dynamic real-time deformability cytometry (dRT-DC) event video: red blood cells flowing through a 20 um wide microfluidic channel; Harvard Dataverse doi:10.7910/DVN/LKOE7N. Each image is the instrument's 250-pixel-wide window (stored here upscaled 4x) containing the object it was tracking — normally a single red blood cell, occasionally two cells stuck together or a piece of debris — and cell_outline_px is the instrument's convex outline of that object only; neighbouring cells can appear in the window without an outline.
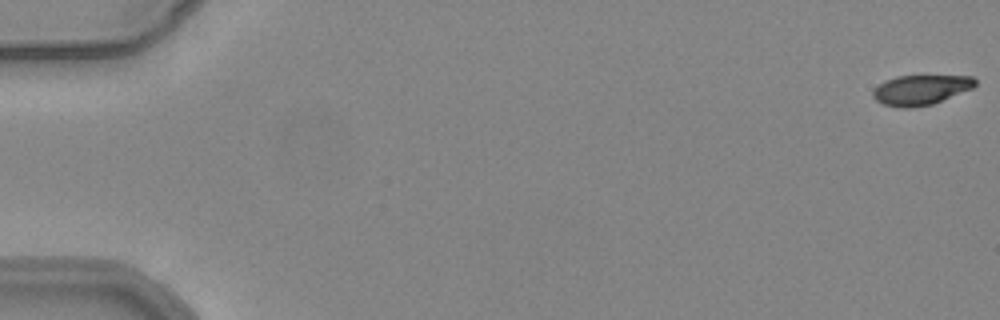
{"species": "common noctule bat (a hibernating species)", "species_latin": "Nyctalus noctula", "temperature_condition": "warm", "stored_images_in_passage": 54, "camera_frame_rate_fps": 3000, "um_per_image_px": 0.085, "animal": {"sex": "female", "body_mass_g": 24.6, "forearm_length_mm": 56.2}, "frame": {"image": 1, "passage_image": 1, "time_ms": 0.0, "image_size_px": [1000, 320], "cell_outline_px": [[976, 84], [972, 88], [932, 104], [912, 108], [900, 108], [884, 104], [876, 100], [872, 96], [872, 92], [884, 80], [896, 76], [972, 76], [976, 80]], "centroid_in_image_um": [78.24, 7.64], "position_along_channel_um": 6.8, "area_um2": 17.69}}
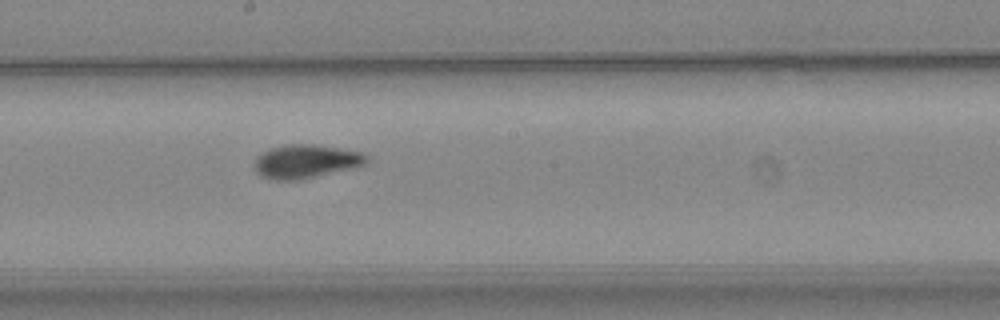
{"frame": {"image": 2, "passage_image": 31, "time_ms": 10.0, "image_size_px": [1000, 320], "cell_outline_px": [[368, 160], [364, 164], [348, 168], [296, 180], [272, 180], [260, 176], [256, 172], [256, 156], [272, 148], [284, 144], [312, 144], [360, 152], [368, 156]], "centroid_in_image_um": [25.93, 13.71], "position_along_channel_um": 222.3, "area_um2": 21.33}}
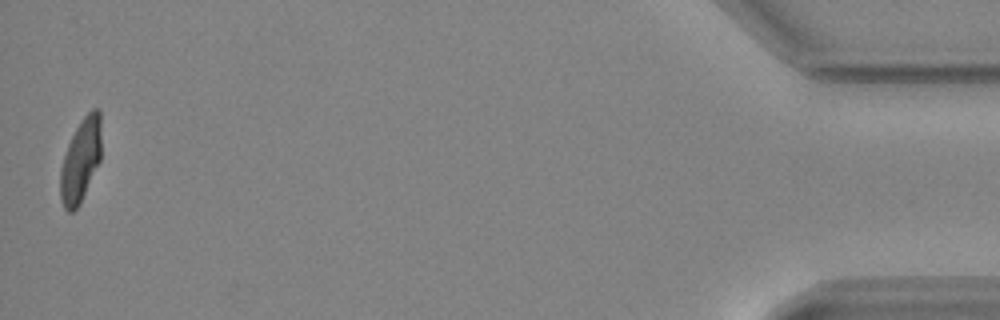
{"frame": {"image": 3, "passage_image": 54, "time_ms": 17.667, "image_size_px": [1000, 320], "cell_outline_px": [[100, 160], [80, 204], [72, 212], [68, 212], [64, 208], [60, 196], [60, 168], [68, 144], [80, 120], [92, 108], [96, 108], [100, 112]], "centroid_in_image_um": [6.84, 13.64], "position_along_channel_um": 428.4, "area_um2": 19.71}, "authors_computed_cell_mechanics": {"area_um2": 20.519, "velocity_mm_per_s": 3.884, "shape_relaxation_time_tau1_ms": 6.0633, "shape_relaxation_time_tau2_ms": 1.0558, "deformation_change_tau1": 0.2208, "deformation_change_tau2": 0.065}}